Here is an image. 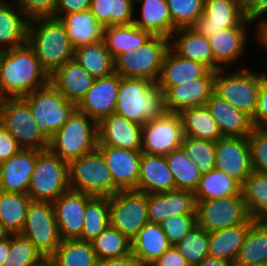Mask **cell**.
I'll return each mask as SVG.
<instances>
[{"label": "cell", "mask_w": 267, "mask_h": 266, "mask_svg": "<svg viewBox=\"0 0 267 266\" xmlns=\"http://www.w3.org/2000/svg\"><path fill=\"white\" fill-rule=\"evenodd\" d=\"M234 265H267V221L251 225Z\"/></svg>", "instance_id": "ab89813d"}, {"label": "cell", "mask_w": 267, "mask_h": 266, "mask_svg": "<svg viewBox=\"0 0 267 266\" xmlns=\"http://www.w3.org/2000/svg\"><path fill=\"white\" fill-rule=\"evenodd\" d=\"M69 189V163L49 149L41 151L36 159L27 195L32 201L53 202Z\"/></svg>", "instance_id": "9c48e42d"}, {"label": "cell", "mask_w": 267, "mask_h": 266, "mask_svg": "<svg viewBox=\"0 0 267 266\" xmlns=\"http://www.w3.org/2000/svg\"><path fill=\"white\" fill-rule=\"evenodd\" d=\"M175 189V182L166 158L142 152L138 190L147 194L167 192Z\"/></svg>", "instance_id": "4dcf8cb0"}, {"label": "cell", "mask_w": 267, "mask_h": 266, "mask_svg": "<svg viewBox=\"0 0 267 266\" xmlns=\"http://www.w3.org/2000/svg\"><path fill=\"white\" fill-rule=\"evenodd\" d=\"M59 20L74 49L103 40L104 27L90 10L65 14Z\"/></svg>", "instance_id": "d6a6232c"}, {"label": "cell", "mask_w": 267, "mask_h": 266, "mask_svg": "<svg viewBox=\"0 0 267 266\" xmlns=\"http://www.w3.org/2000/svg\"><path fill=\"white\" fill-rule=\"evenodd\" d=\"M241 192L250 217L267 221V174L253 171L242 184Z\"/></svg>", "instance_id": "7bdbcfd3"}, {"label": "cell", "mask_w": 267, "mask_h": 266, "mask_svg": "<svg viewBox=\"0 0 267 266\" xmlns=\"http://www.w3.org/2000/svg\"><path fill=\"white\" fill-rule=\"evenodd\" d=\"M154 35L142 30L136 25H119L104 27L103 40L106 47L115 59L120 54L148 43Z\"/></svg>", "instance_id": "d590c367"}, {"label": "cell", "mask_w": 267, "mask_h": 266, "mask_svg": "<svg viewBox=\"0 0 267 266\" xmlns=\"http://www.w3.org/2000/svg\"><path fill=\"white\" fill-rule=\"evenodd\" d=\"M175 246L190 266H197L209 256V232L196 225Z\"/></svg>", "instance_id": "681fc988"}, {"label": "cell", "mask_w": 267, "mask_h": 266, "mask_svg": "<svg viewBox=\"0 0 267 266\" xmlns=\"http://www.w3.org/2000/svg\"><path fill=\"white\" fill-rule=\"evenodd\" d=\"M22 98L28 103L38 128L48 139L67 122L77 108L50 82Z\"/></svg>", "instance_id": "30bf717a"}, {"label": "cell", "mask_w": 267, "mask_h": 266, "mask_svg": "<svg viewBox=\"0 0 267 266\" xmlns=\"http://www.w3.org/2000/svg\"><path fill=\"white\" fill-rule=\"evenodd\" d=\"M97 263L92 243L79 239L61 240L47 259V266H96Z\"/></svg>", "instance_id": "8d00e7d4"}, {"label": "cell", "mask_w": 267, "mask_h": 266, "mask_svg": "<svg viewBox=\"0 0 267 266\" xmlns=\"http://www.w3.org/2000/svg\"><path fill=\"white\" fill-rule=\"evenodd\" d=\"M215 168L242 185L253 172L248 136H225L216 141Z\"/></svg>", "instance_id": "2e32d148"}, {"label": "cell", "mask_w": 267, "mask_h": 266, "mask_svg": "<svg viewBox=\"0 0 267 266\" xmlns=\"http://www.w3.org/2000/svg\"><path fill=\"white\" fill-rule=\"evenodd\" d=\"M109 225V197H92L86 203L84 224L79 240L92 242Z\"/></svg>", "instance_id": "f6af8a7d"}, {"label": "cell", "mask_w": 267, "mask_h": 266, "mask_svg": "<svg viewBox=\"0 0 267 266\" xmlns=\"http://www.w3.org/2000/svg\"><path fill=\"white\" fill-rule=\"evenodd\" d=\"M142 150L150 155H167L181 147L184 139L179 113L166 112L149 120L142 128Z\"/></svg>", "instance_id": "5bb4252c"}, {"label": "cell", "mask_w": 267, "mask_h": 266, "mask_svg": "<svg viewBox=\"0 0 267 266\" xmlns=\"http://www.w3.org/2000/svg\"><path fill=\"white\" fill-rule=\"evenodd\" d=\"M251 22L245 18L237 27L223 29L208 37L209 43L212 48L213 57L215 63L221 69L243 68L245 65L240 66L241 59L244 60V56H248V44L253 38ZM251 27H250V26ZM252 30V32H249ZM250 41V42H249ZM240 61V62H239Z\"/></svg>", "instance_id": "9a60e30c"}, {"label": "cell", "mask_w": 267, "mask_h": 266, "mask_svg": "<svg viewBox=\"0 0 267 266\" xmlns=\"http://www.w3.org/2000/svg\"><path fill=\"white\" fill-rule=\"evenodd\" d=\"M181 148L186 156L194 162L201 174H205L215 168V141L184 137Z\"/></svg>", "instance_id": "c3c4849f"}, {"label": "cell", "mask_w": 267, "mask_h": 266, "mask_svg": "<svg viewBox=\"0 0 267 266\" xmlns=\"http://www.w3.org/2000/svg\"><path fill=\"white\" fill-rule=\"evenodd\" d=\"M0 123L22 149L47 150L49 139L38 128L28 103L22 98L0 99Z\"/></svg>", "instance_id": "52a82bcc"}, {"label": "cell", "mask_w": 267, "mask_h": 266, "mask_svg": "<svg viewBox=\"0 0 267 266\" xmlns=\"http://www.w3.org/2000/svg\"><path fill=\"white\" fill-rule=\"evenodd\" d=\"M253 127L267 128V71H261V84L256 110L251 118Z\"/></svg>", "instance_id": "11a10c76"}, {"label": "cell", "mask_w": 267, "mask_h": 266, "mask_svg": "<svg viewBox=\"0 0 267 266\" xmlns=\"http://www.w3.org/2000/svg\"><path fill=\"white\" fill-rule=\"evenodd\" d=\"M166 112L164 91L158 88L155 82L119 75L115 113L129 121L144 125Z\"/></svg>", "instance_id": "7a4b0ae2"}, {"label": "cell", "mask_w": 267, "mask_h": 266, "mask_svg": "<svg viewBox=\"0 0 267 266\" xmlns=\"http://www.w3.org/2000/svg\"><path fill=\"white\" fill-rule=\"evenodd\" d=\"M49 82L28 43L0 53V99L24 97Z\"/></svg>", "instance_id": "6da1fadb"}, {"label": "cell", "mask_w": 267, "mask_h": 266, "mask_svg": "<svg viewBox=\"0 0 267 266\" xmlns=\"http://www.w3.org/2000/svg\"><path fill=\"white\" fill-rule=\"evenodd\" d=\"M245 17L252 23V26L260 20L267 19V0H255L245 12Z\"/></svg>", "instance_id": "91938a15"}, {"label": "cell", "mask_w": 267, "mask_h": 266, "mask_svg": "<svg viewBox=\"0 0 267 266\" xmlns=\"http://www.w3.org/2000/svg\"><path fill=\"white\" fill-rule=\"evenodd\" d=\"M91 243L98 260L131 254V240L110 225Z\"/></svg>", "instance_id": "7dc6e473"}, {"label": "cell", "mask_w": 267, "mask_h": 266, "mask_svg": "<svg viewBox=\"0 0 267 266\" xmlns=\"http://www.w3.org/2000/svg\"><path fill=\"white\" fill-rule=\"evenodd\" d=\"M209 71L210 69L204 64L184 58L169 47L164 56L161 73L156 84L165 92L172 86L204 77Z\"/></svg>", "instance_id": "484cf974"}, {"label": "cell", "mask_w": 267, "mask_h": 266, "mask_svg": "<svg viewBox=\"0 0 267 266\" xmlns=\"http://www.w3.org/2000/svg\"><path fill=\"white\" fill-rule=\"evenodd\" d=\"M96 266H140L138 259L131 253L119 258L98 260Z\"/></svg>", "instance_id": "6125c7cd"}, {"label": "cell", "mask_w": 267, "mask_h": 266, "mask_svg": "<svg viewBox=\"0 0 267 266\" xmlns=\"http://www.w3.org/2000/svg\"><path fill=\"white\" fill-rule=\"evenodd\" d=\"M170 39L154 36L145 45L130 49L114 59V71L123 77L144 78L157 82Z\"/></svg>", "instance_id": "ba28073f"}, {"label": "cell", "mask_w": 267, "mask_h": 266, "mask_svg": "<svg viewBox=\"0 0 267 266\" xmlns=\"http://www.w3.org/2000/svg\"><path fill=\"white\" fill-rule=\"evenodd\" d=\"M133 24L154 36L170 39L174 33L166 0H135Z\"/></svg>", "instance_id": "4316f807"}, {"label": "cell", "mask_w": 267, "mask_h": 266, "mask_svg": "<svg viewBox=\"0 0 267 266\" xmlns=\"http://www.w3.org/2000/svg\"><path fill=\"white\" fill-rule=\"evenodd\" d=\"M70 189L93 197H111L119 190L115 187L110 169L96 148L69 163Z\"/></svg>", "instance_id": "8992f818"}, {"label": "cell", "mask_w": 267, "mask_h": 266, "mask_svg": "<svg viewBox=\"0 0 267 266\" xmlns=\"http://www.w3.org/2000/svg\"><path fill=\"white\" fill-rule=\"evenodd\" d=\"M118 89L119 74L97 78L76 107L98 124L115 113Z\"/></svg>", "instance_id": "d6986e66"}, {"label": "cell", "mask_w": 267, "mask_h": 266, "mask_svg": "<svg viewBox=\"0 0 267 266\" xmlns=\"http://www.w3.org/2000/svg\"><path fill=\"white\" fill-rule=\"evenodd\" d=\"M73 59L94 79L108 77L115 73L114 59L104 40L74 49Z\"/></svg>", "instance_id": "74e56055"}, {"label": "cell", "mask_w": 267, "mask_h": 266, "mask_svg": "<svg viewBox=\"0 0 267 266\" xmlns=\"http://www.w3.org/2000/svg\"><path fill=\"white\" fill-rule=\"evenodd\" d=\"M253 42L259 45H257L256 47L260 46L259 48H263V52L267 51V19H263L260 20L258 22H256L253 25ZM255 34V35H254Z\"/></svg>", "instance_id": "94428289"}, {"label": "cell", "mask_w": 267, "mask_h": 266, "mask_svg": "<svg viewBox=\"0 0 267 266\" xmlns=\"http://www.w3.org/2000/svg\"><path fill=\"white\" fill-rule=\"evenodd\" d=\"M3 266H47V259L27 238L10 235V251Z\"/></svg>", "instance_id": "bcb514c9"}, {"label": "cell", "mask_w": 267, "mask_h": 266, "mask_svg": "<svg viewBox=\"0 0 267 266\" xmlns=\"http://www.w3.org/2000/svg\"><path fill=\"white\" fill-rule=\"evenodd\" d=\"M248 140L253 171L267 174V128L253 127Z\"/></svg>", "instance_id": "f5cc1de1"}, {"label": "cell", "mask_w": 267, "mask_h": 266, "mask_svg": "<svg viewBox=\"0 0 267 266\" xmlns=\"http://www.w3.org/2000/svg\"><path fill=\"white\" fill-rule=\"evenodd\" d=\"M27 43L49 76L74 58V48L64 25L53 17L31 19Z\"/></svg>", "instance_id": "3957f363"}, {"label": "cell", "mask_w": 267, "mask_h": 266, "mask_svg": "<svg viewBox=\"0 0 267 266\" xmlns=\"http://www.w3.org/2000/svg\"><path fill=\"white\" fill-rule=\"evenodd\" d=\"M159 224L169 244L175 246L197 225L196 214H173Z\"/></svg>", "instance_id": "816d5d0a"}, {"label": "cell", "mask_w": 267, "mask_h": 266, "mask_svg": "<svg viewBox=\"0 0 267 266\" xmlns=\"http://www.w3.org/2000/svg\"><path fill=\"white\" fill-rule=\"evenodd\" d=\"M91 0H57L53 18L73 12H82L90 9Z\"/></svg>", "instance_id": "6f0895ef"}, {"label": "cell", "mask_w": 267, "mask_h": 266, "mask_svg": "<svg viewBox=\"0 0 267 266\" xmlns=\"http://www.w3.org/2000/svg\"><path fill=\"white\" fill-rule=\"evenodd\" d=\"M170 47L180 56L197 61L212 71L221 68L215 63L209 39L191 28H179L170 37Z\"/></svg>", "instance_id": "f546056e"}, {"label": "cell", "mask_w": 267, "mask_h": 266, "mask_svg": "<svg viewBox=\"0 0 267 266\" xmlns=\"http://www.w3.org/2000/svg\"><path fill=\"white\" fill-rule=\"evenodd\" d=\"M197 225L215 232L244 222H255L250 217L242 192L231 197L196 201Z\"/></svg>", "instance_id": "8fae6325"}, {"label": "cell", "mask_w": 267, "mask_h": 266, "mask_svg": "<svg viewBox=\"0 0 267 266\" xmlns=\"http://www.w3.org/2000/svg\"><path fill=\"white\" fill-rule=\"evenodd\" d=\"M167 165L172 172L175 189L195 192L201 173L180 147L165 155Z\"/></svg>", "instance_id": "ee69618b"}, {"label": "cell", "mask_w": 267, "mask_h": 266, "mask_svg": "<svg viewBox=\"0 0 267 266\" xmlns=\"http://www.w3.org/2000/svg\"><path fill=\"white\" fill-rule=\"evenodd\" d=\"M98 124L77 108L67 122L49 139V150L70 163L94 151L98 143Z\"/></svg>", "instance_id": "277c9868"}, {"label": "cell", "mask_w": 267, "mask_h": 266, "mask_svg": "<svg viewBox=\"0 0 267 266\" xmlns=\"http://www.w3.org/2000/svg\"><path fill=\"white\" fill-rule=\"evenodd\" d=\"M142 128L143 125L129 121L117 113H112L98 123L97 146L141 151Z\"/></svg>", "instance_id": "ffe728a7"}, {"label": "cell", "mask_w": 267, "mask_h": 266, "mask_svg": "<svg viewBox=\"0 0 267 266\" xmlns=\"http://www.w3.org/2000/svg\"><path fill=\"white\" fill-rule=\"evenodd\" d=\"M215 72L210 70L204 77L168 88L164 92L167 112L179 113L182 109L206 105L214 92Z\"/></svg>", "instance_id": "7402d4cb"}, {"label": "cell", "mask_w": 267, "mask_h": 266, "mask_svg": "<svg viewBox=\"0 0 267 266\" xmlns=\"http://www.w3.org/2000/svg\"><path fill=\"white\" fill-rule=\"evenodd\" d=\"M245 18L235 0H204V13L190 28L208 38L223 29L237 27Z\"/></svg>", "instance_id": "ac0fdd59"}, {"label": "cell", "mask_w": 267, "mask_h": 266, "mask_svg": "<svg viewBox=\"0 0 267 266\" xmlns=\"http://www.w3.org/2000/svg\"><path fill=\"white\" fill-rule=\"evenodd\" d=\"M170 247L158 223L148 222L131 240V253L138 259L140 266H150Z\"/></svg>", "instance_id": "1f68e13d"}, {"label": "cell", "mask_w": 267, "mask_h": 266, "mask_svg": "<svg viewBox=\"0 0 267 266\" xmlns=\"http://www.w3.org/2000/svg\"><path fill=\"white\" fill-rule=\"evenodd\" d=\"M233 266H245V265H233ZM252 266H267V265H252Z\"/></svg>", "instance_id": "a7ac6f4b"}, {"label": "cell", "mask_w": 267, "mask_h": 266, "mask_svg": "<svg viewBox=\"0 0 267 266\" xmlns=\"http://www.w3.org/2000/svg\"><path fill=\"white\" fill-rule=\"evenodd\" d=\"M95 79L74 59L69 60L50 76V83L76 105L85 96Z\"/></svg>", "instance_id": "83f0119b"}, {"label": "cell", "mask_w": 267, "mask_h": 266, "mask_svg": "<svg viewBox=\"0 0 267 266\" xmlns=\"http://www.w3.org/2000/svg\"><path fill=\"white\" fill-rule=\"evenodd\" d=\"M110 226L132 240L147 224V193L120 190L109 197Z\"/></svg>", "instance_id": "7c38bea8"}, {"label": "cell", "mask_w": 267, "mask_h": 266, "mask_svg": "<svg viewBox=\"0 0 267 266\" xmlns=\"http://www.w3.org/2000/svg\"><path fill=\"white\" fill-rule=\"evenodd\" d=\"M40 150L22 149L0 163V191L28 194Z\"/></svg>", "instance_id": "603a6c76"}, {"label": "cell", "mask_w": 267, "mask_h": 266, "mask_svg": "<svg viewBox=\"0 0 267 266\" xmlns=\"http://www.w3.org/2000/svg\"><path fill=\"white\" fill-rule=\"evenodd\" d=\"M20 235L29 239L46 259L55 252L61 237L52 202L31 200Z\"/></svg>", "instance_id": "4fadbf2b"}, {"label": "cell", "mask_w": 267, "mask_h": 266, "mask_svg": "<svg viewBox=\"0 0 267 266\" xmlns=\"http://www.w3.org/2000/svg\"><path fill=\"white\" fill-rule=\"evenodd\" d=\"M254 222H244L240 225L209 232V251L210 257L223 259L235 264L245 237Z\"/></svg>", "instance_id": "836d02e7"}, {"label": "cell", "mask_w": 267, "mask_h": 266, "mask_svg": "<svg viewBox=\"0 0 267 266\" xmlns=\"http://www.w3.org/2000/svg\"><path fill=\"white\" fill-rule=\"evenodd\" d=\"M22 12L31 20L53 17L57 0H15Z\"/></svg>", "instance_id": "db71d44e"}, {"label": "cell", "mask_w": 267, "mask_h": 266, "mask_svg": "<svg viewBox=\"0 0 267 266\" xmlns=\"http://www.w3.org/2000/svg\"><path fill=\"white\" fill-rule=\"evenodd\" d=\"M179 115L184 137L215 142L223 137L216 120L206 105L182 109Z\"/></svg>", "instance_id": "e575fe53"}, {"label": "cell", "mask_w": 267, "mask_h": 266, "mask_svg": "<svg viewBox=\"0 0 267 266\" xmlns=\"http://www.w3.org/2000/svg\"><path fill=\"white\" fill-rule=\"evenodd\" d=\"M10 251V236L3 240L0 241V266H3L4 261L7 259V255L9 254Z\"/></svg>", "instance_id": "e7e4bbea"}, {"label": "cell", "mask_w": 267, "mask_h": 266, "mask_svg": "<svg viewBox=\"0 0 267 266\" xmlns=\"http://www.w3.org/2000/svg\"><path fill=\"white\" fill-rule=\"evenodd\" d=\"M11 233L0 222V241L7 239Z\"/></svg>", "instance_id": "003e7915"}, {"label": "cell", "mask_w": 267, "mask_h": 266, "mask_svg": "<svg viewBox=\"0 0 267 266\" xmlns=\"http://www.w3.org/2000/svg\"><path fill=\"white\" fill-rule=\"evenodd\" d=\"M135 0H91L90 11L103 26L132 24Z\"/></svg>", "instance_id": "60d3db41"}, {"label": "cell", "mask_w": 267, "mask_h": 266, "mask_svg": "<svg viewBox=\"0 0 267 266\" xmlns=\"http://www.w3.org/2000/svg\"><path fill=\"white\" fill-rule=\"evenodd\" d=\"M242 185L233 177L217 168L202 174L194 192L196 201L218 199L239 195Z\"/></svg>", "instance_id": "f35d334b"}, {"label": "cell", "mask_w": 267, "mask_h": 266, "mask_svg": "<svg viewBox=\"0 0 267 266\" xmlns=\"http://www.w3.org/2000/svg\"><path fill=\"white\" fill-rule=\"evenodd\" d=\"M150 266H190L176 246H171Z\"/></svg>", "instance_id": "680465c9"}, {"label": "cell", "mask_w": 267, "mask_h": 266, "mask_svg": "<svg viewBox=\"0 0 267 266\" xmlns=\"http://www.w3.org/2000/svg\"><path fill=\"white\" fill-rule=\"evenodd\" d=\"M236 4L246 12L255 2V0H235Z\"/></svg>", "instance_id": "03108f58"}, {"label": "cell", "mask_w": 267, "mask_h": 266, "mask_svg": "<svg viewBox=\"0 0 267 266\" xmlns=\"http://www.w3.org/2000/svg\"><path fill=\"white\" fill-rule=\"evenodd\" d=\"M173 214H196L193 192L174 189L147 194V218L150 223L159 224Z\"/></svg>", "instance_id": "cb8c5ba5"}, {"label": "cell", "mask_w": 267, "mask_h": 266, "mask_svg": "<svg viewBox=\"0 0 267 266\" xmlns=\"http://www.w3.org/2000/svg\"><path fill=\"white\" fill-rule=\"evenodd\" d=\"M110 169L115 187L120 190H138L141 151L111 146H97Z\"/></svg>", "instance_id": "44dd1931"}, {"label": "cell", "mask_w": 267, "mask_h": 266, "mask_svg": "<svg viewBox=\"0 0 267 266\" xmlns=\"http://www.w3.org/2000/svg\"><path fill=\"white\" fill-rule=\"evenodd\" d=\"M30 202L27 194L0 191V222L11 234L22 231Z\"/></svg>", "instance_id": "b9f144b4"}, {"label": "cell", "mask_w": 267, "mask_h": 266, "mask_svg": "<svg viewBox=\"0 0 267 266\" xmlns=\"http://www.w3.org/2000/svg\"><path fill=\"white\" fill-rule=\"evenodd\" d=\"M206 106L216 120L219 131L223 137L248 136L253 129L251 117L249 115L233 107L215 92L212 93Z\"/></svg>", "instance_id": "f1b7e54d"}, {"label": "cell", "mask_w": 267, "mask_h": 266, "mask_svg": "<svg viewBox=\"0 0 267 266\" xmlns=\"http://www.w3.org/2000/svg\"><path fill=\"white\" fill-rule=\"evenodd\" d=\"M197 266H233V264L223 259L207 256Z\"/></svg>", "instance_id": "be15d7a7"}, {"label": "cell", "mask_w": 267, "mask_h": 266, "mask_svg": "<svg viewBox=\"0 0 267 266\" xmlns=\"http://www.w3.org/2000/svg\"><path fill=\"white\" fill-rule=\"evenodd\" d=\"M232 69L215 72L214 92L252 118L257 106L261 72L248 66Z\"/></svg>", "instance_id": "5b68a950"}, {"label": "cell", "mask_w": 267, "mask_h": 266, "mask_svg": "<svg viewBox=\"0 0 267 266\" xmlns=\"http://www.w3.org/2000/svg\"><path fill=\"white\" fill-rule=\"evenodd\" d=\"M29 22L15 0H0V53L27 43Z\"/></svg>", "instance_id": "d4e9b609"}, {"label": "cell", "mask_w": 267, "mask_h": 266, "mask_svg": "<svg viewBox=\"0 0 267 266\" xmlns=\"http://www.w3.org/2000/svg\"><path fill=\"white\" fill-rule=\"evenodd\" d=\"M93 196L72 189L52 202L61 240L79 239L84 224L86 203Z\"/></svg>", "instance_id": "e0dca14e"}, {"label": "cell", "mask_w": 267, "mask_h": 266, "mask_svg": "<svg viewBox=\"0 0 267 266\" xmlns=\"http://www.w3.org/2000/svg\"><path fill=\"white\" fill-rule=\"evenodd\" d=\"M174 24V32L179 28H190L204 13V0H166Z\"/></svg>", "instance_id": "f907efd6"}, {"label": "cell", "mask_w": 267, "mask_h": 266, "mask_svg": "<svg viewBox=\"0 0 267 266\" xmlns=\"http://www.w3.org/2000/svg\"><path fill=\"white\" fill-rule=\"evenodd\" d=\"M22 148L14 137L0 123V163L17 154Z\"/></svg>", "instance_id": "9f6ffc18"}]
</instances>
